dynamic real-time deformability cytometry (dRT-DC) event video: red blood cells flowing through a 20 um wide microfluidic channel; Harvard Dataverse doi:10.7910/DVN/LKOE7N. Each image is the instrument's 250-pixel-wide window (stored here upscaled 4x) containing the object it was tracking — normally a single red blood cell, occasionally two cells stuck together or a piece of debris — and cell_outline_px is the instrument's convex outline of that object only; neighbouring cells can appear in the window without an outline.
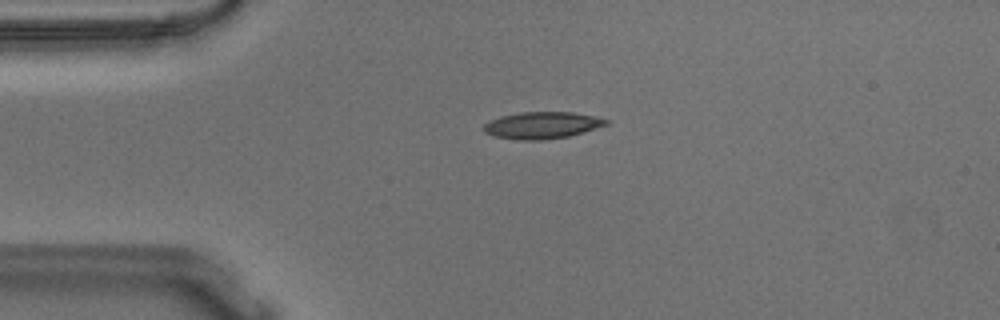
{"species": "Egyptian fruit bat (a non-hibernating species)", "species_latin": "Rousettus aegyptiacus", "temperature_condition": "warm", "stored_images_in_passage": 45, "camera_frame_rate_fps": 3000, "um_per_image_px": 0.085, "animal": {"sex": "male"}, "frame": {"image": 1, "passage_image": 3, "time_ms": 0.667, "image_size_px": [1000, 320], "cell_outline_px": [[608, 124], [584, 132], [568, 136], [544, 140], [520, 140], [496, 136], [484, 132], [484, 124], [500, 116], [520, 112], [572, 112], [592, 116], [608, 120]], "centroid_in_image_um": [46.07, 10.65], "position_along_channel_um": 38.9, "area_um2": 18.9}}
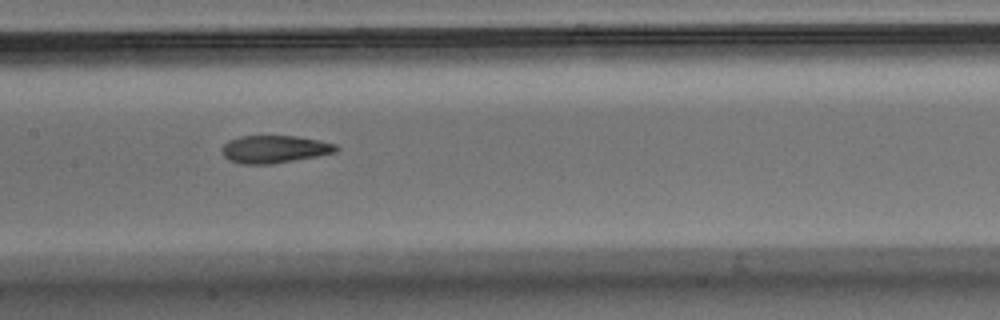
{"frame": {"image": 2, "passage_image": 17, "time_ms": 5.333, "image_size_px": [1000, 320], "cell_outline_px": [[340, 148], [336, 152], [316, 156], [272, 164], [240, 164], [228, 160], [220, 152], [220, 148], [228, 140], [240, 136], [296, 136], [336, 144]], "centroid_in_image_um": [23.27, 12.68], "position_along_channel_um": 184.1, "area_um2": 18.44}}
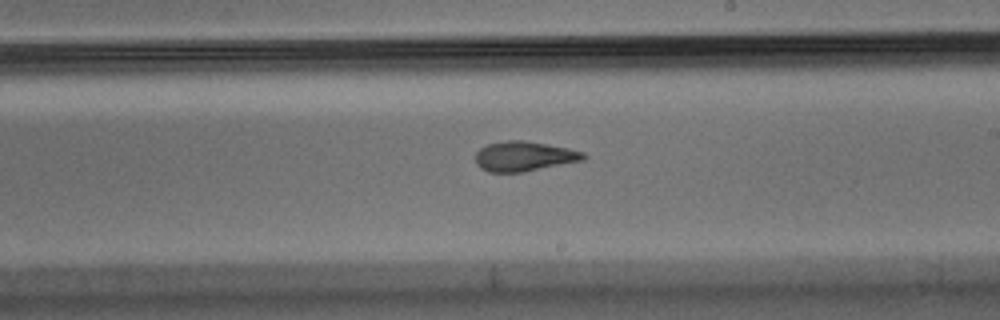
{"frame": {"image": 3, "passage_image": 22, "time_ms": 7.0, "image_size_px": [1000, 320], "cell_outline_px": [[588, 156], [584, 160], [524, 172], [488, 172], [480, 168], [476, 164], [476, 152], [480, 148], [488, 144], [508, 140], [524, 140], [568, 148], [584, 152]], "centroid_in_image_um": [44.56, 13.29], "position_along_channel_um": 244.4, "area_um2": 18.84}, "authors_computed_cell_mechanics": {"area_um2": 19.0162, "velocity_mm_per_s": 3.6386, "shape_relaxation_time_tau1_ms": 8.1207, "shape_relaxation_time_tau2_ms": 2.2798, "deformation_change_tau1": 0.2314, "deformation_change_tau2": 0.0932}}